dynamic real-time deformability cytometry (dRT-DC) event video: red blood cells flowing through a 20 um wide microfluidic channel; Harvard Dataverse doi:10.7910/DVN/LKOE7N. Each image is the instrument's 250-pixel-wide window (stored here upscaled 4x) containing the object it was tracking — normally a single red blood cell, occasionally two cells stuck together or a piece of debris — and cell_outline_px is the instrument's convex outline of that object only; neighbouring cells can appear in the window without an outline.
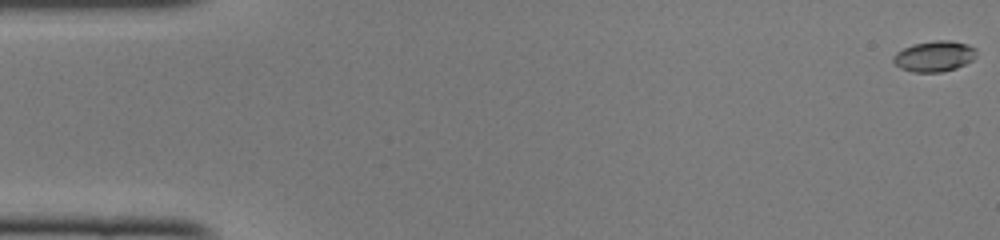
{"species": "common noctule bat (a hibernating species)", "species_latin": "Nyctalus noctula", "temperature_condition": "cold", "stored_images_in_passage": 8, "camera_frame_rate_fps": 3000, "um_per_image_px": 0.085, "animal": {"sex": "female", "body_mass_g": 22.0, "forearm_length_mm": 56.7}, "frame": {"image": 1, "passage_image": 1, "time_ms": 0.0, "image_size_px": [1000, 240], "cell_outline_px": [[976, 56], [972, 60], [956, 68], [940, 72], [912, 72], [900, 68], [892, 60], [892, 56], [896, 52], [912, 44], [936, 40], [948, 40], [968, 44], [976, 48]], "centroid_in_image_um": [79.41, 4.77], "position_along_channel_um": 5.6, "area_um2": 14.91}}